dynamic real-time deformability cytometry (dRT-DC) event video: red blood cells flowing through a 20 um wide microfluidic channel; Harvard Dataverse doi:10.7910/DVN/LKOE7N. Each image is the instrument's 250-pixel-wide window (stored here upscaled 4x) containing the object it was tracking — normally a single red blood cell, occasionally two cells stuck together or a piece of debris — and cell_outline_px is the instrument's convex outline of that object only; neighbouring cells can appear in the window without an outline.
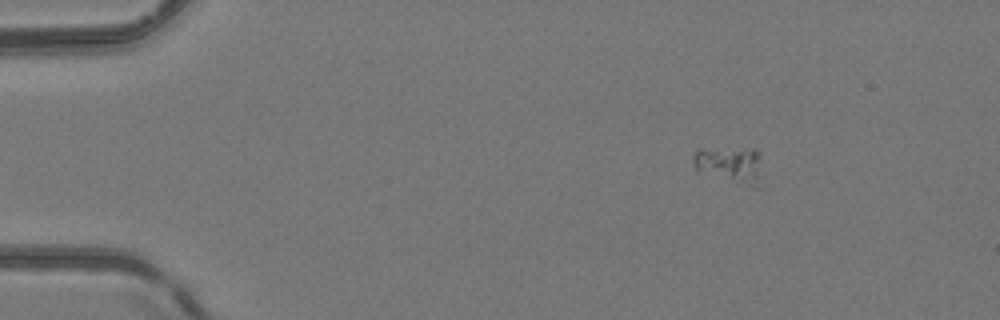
{"species": "common noctule bat (a hibernating species)", "species_latin": "Nyctalus noctula", "temperature_condition": "room temperature", "stored_images_in_passage": 47, "camera_frame_rate_fps": 3000, "um_per_image_px": 0.085, "animal": {"sex": "female", "body_mass_g": 24.6, "forearm_length_mm": 56.2}, "frame": {"image": 1, "passage_image": 4, "time_ms": 1.0, "image_size_px": [1000, 320], "cell_outline_px": [[760, 188], [752, 188], [696, 172], [692, 160], [692, 156], [700, 148], [756, 148], [760, 156]], "centroid_in_image_um": [62.04, 14.02], "position_along_channel_um": 23.0, "area_um2": 15.43}}
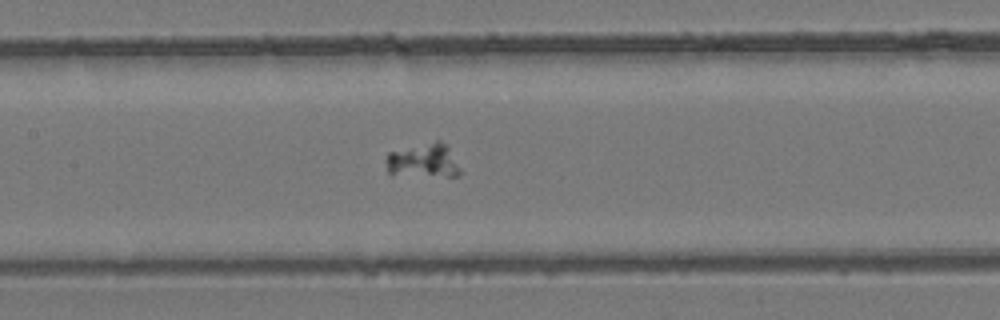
{"frame": {"image": 2, "passage_image": 21, "time_ms": 6.667, "image_size_px": [1000, 320], "cell_outline_px": [[464, 172], [460, 176], [392, 176], [388, 172], [384, 160], [388, 152], [436, 140], [440, 140], [448, 144]], "centroid_in_image_um": [36.02, 13.67], "position_along_channel_um": 171.4, "area_um2": 15.66}}
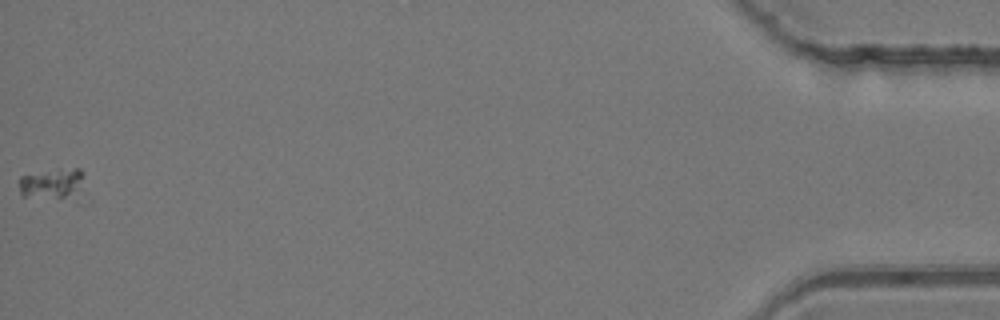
{"frame": {"image": 3, "passage_image": 47, "time_ms": 15.333, "image_size_px": [1000, 320], "cell_outline_px": [[84, 204], [76, 204], [20, 196], [20, 176], [76, 168], [80, 168], [84, 172]], "centroid_in_image_um": [4.68, 15.82], "position_along_channel_um": 430.5, "area_um2": 13.35}}